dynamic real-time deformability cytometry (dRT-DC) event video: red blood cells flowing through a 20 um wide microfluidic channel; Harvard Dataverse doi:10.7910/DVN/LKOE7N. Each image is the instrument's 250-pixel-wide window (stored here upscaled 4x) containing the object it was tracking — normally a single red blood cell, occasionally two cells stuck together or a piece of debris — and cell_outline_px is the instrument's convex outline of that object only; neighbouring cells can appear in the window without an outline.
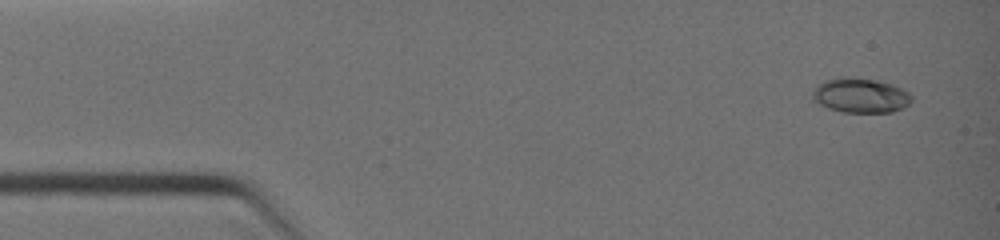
{"species": "common noctule bat (a hibernating species)", "species_latin": "Nyctalus noctula", "temperature_condition": "warm", "stored_images_in_passage": 10, "camera_frame_rate_fps": 3000, "um_per_image_px": 0.085, "animal": {"sex": "female", "body_mass_g": 19.0, "forearm_length_mm": 51.5}, "frame": {"image": 1, "passage_image": 1, "time_ms": 0.0, "image_size_px": [1000, 240], "cell_outline_px": [[912, 100], [908, 104], [892, 112], [844, 112], [828, 108], [812, 100], [812, 92], [816, 84], [824, 80], [840, 76], [856, 76], [876, 80], [892, 84], [908, 92], [912, 96]], "centroid_in_image_um": [73.09, 8.08], "position_along_channel_um": 11.9, "area_um2": 20.29}}
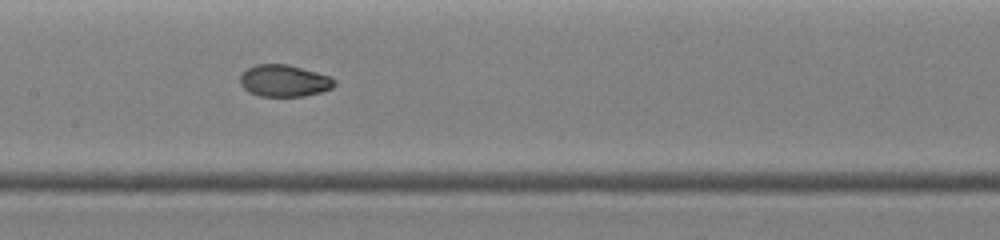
{"frame": {"image": 2, "passage_image": 9, "time_ms": 5.333, "image_size_px": [1000, 240], "cell_outline_px": [[336, 84], [332, 88], [320, 92], [304, 96], [260, 96], [248, 92], [240, 84], [240, 76], [248, 68], [256, 64], [288, 64], [332, 76], [336, 80]], "centroid_in_image_um": [24.18, 6.86], "position_along_channel_um": 183.2, "area_um2": 17.63}}
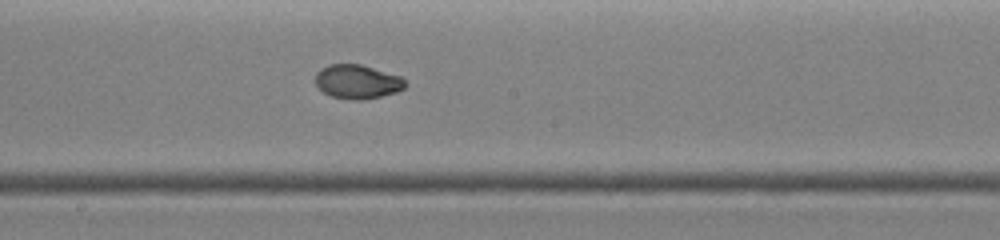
{"frame": {"image": 3, "passage_image": 10, "time_ms": 6.0, "image_size_px": [1000, 240], "cell_outline_px": [[408, 84], [404, 88], [396, 92], [380, 96], [360, 100], [348, 100], [332, 96], [324, 92], [316, 84], [316, 72], [320, 68], [328, 64], [360, 64], [400, 76]], "centroid_in_image_um": [30.37, 6.94], "position_along_channel_um": 217.8, "area_um2": 17.74}}